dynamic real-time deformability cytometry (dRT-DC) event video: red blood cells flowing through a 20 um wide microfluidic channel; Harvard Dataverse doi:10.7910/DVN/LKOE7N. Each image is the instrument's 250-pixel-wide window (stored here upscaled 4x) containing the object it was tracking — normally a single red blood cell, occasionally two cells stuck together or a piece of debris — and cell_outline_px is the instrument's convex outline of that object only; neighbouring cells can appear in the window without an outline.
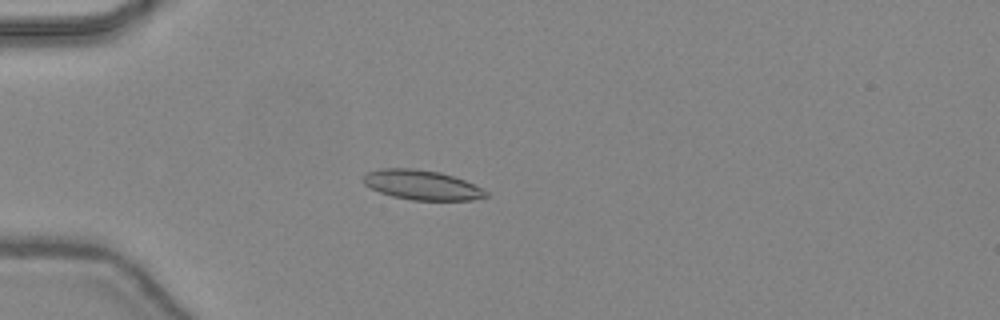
{"species": "common noctule bat (a hibernating species)", "species_latin": "Nyctalus noctula", "temperature_condition": "warm", "stored_images_in_passage": 20, "camera_frame_rate_fps": 3000, "um_per_image_px": 0.085, "animal": {"sex": "female", "body_mass_g": 24.6, "forearm_length_mm": 56.2}, "frame": {"image": 1, "passage_image": 15, "time_ms": 4.667, "image_size_px": [1000, 320], "cell_outline_px": [[488, 196], [472, 200], [412, 200], [392, 196], [380, 192], [364, 184], [364, 172], [380, 168], [412, 168], [440, 172], [464, 180], [488, 192]], "centroid_in_image_um": [35.82, 15.71], "position_along_channel_um": 49.2, "area_um2": 21.1}}